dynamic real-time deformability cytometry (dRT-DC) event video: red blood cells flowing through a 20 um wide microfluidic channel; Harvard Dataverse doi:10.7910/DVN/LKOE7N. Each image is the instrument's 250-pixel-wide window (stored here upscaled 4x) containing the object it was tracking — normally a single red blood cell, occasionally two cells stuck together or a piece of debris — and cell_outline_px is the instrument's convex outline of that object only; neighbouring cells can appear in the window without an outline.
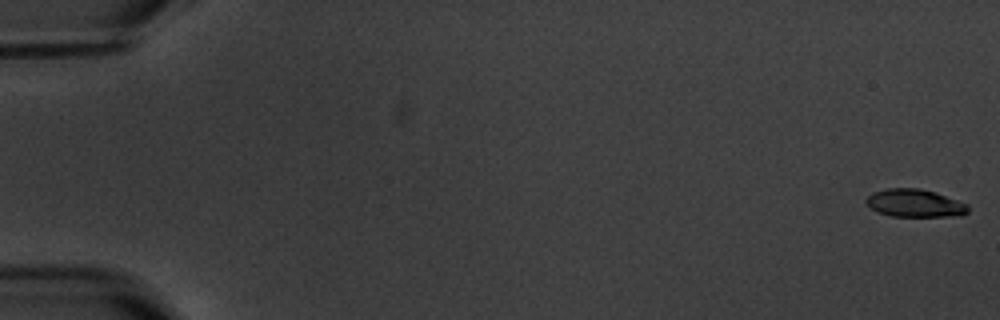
{"species": "common noctule bat (a hibernating species)", "species_latin": "Nyctalus noctula", "temperature_condition": "warm", "stored_images_in_passage": 7, "camera_frame_rate_fps": 3000, "um_per_image_px": 0.085, "animal": {"sex": "male", "body_mass_g": 20.1, "forearm_length_mm": 53.5}, "frame": {"image": 1, "passage_image": 1, "time_ms": 0.0, "image_size_px": [1000, 320], "cell_outline_px": [[968, 212], [960, 216], [888, 216], [876, 212], [864, 200], [872, 192], [888, 188], [920, 188], [936, 192], [968, 204]], "centroid_in_image_um": [77.75, 17.27], "position_along_channel_um": 7.2, "area_um2": 16.65}}
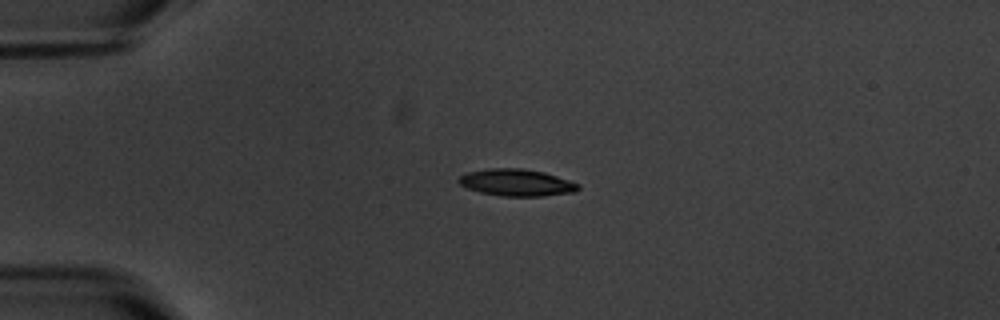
{"frame": {"image": 2, "passage_image": 5, "time_ms": 4.667, "image_size_px": [1000, 320], "cell_outline_px": [[580, 188], [576, 192], [544, 196], [504, 196], [480, 192], [468, 188], [460, 184], [456, 180], [460, 176], [468, 172], [488, 168], [520, 168], [544, 172], [580, 184]], "centroid_in_image_um": [43.92, 15.52], "position_along_channel_um": 41.1, "area_um2": 18.73}}